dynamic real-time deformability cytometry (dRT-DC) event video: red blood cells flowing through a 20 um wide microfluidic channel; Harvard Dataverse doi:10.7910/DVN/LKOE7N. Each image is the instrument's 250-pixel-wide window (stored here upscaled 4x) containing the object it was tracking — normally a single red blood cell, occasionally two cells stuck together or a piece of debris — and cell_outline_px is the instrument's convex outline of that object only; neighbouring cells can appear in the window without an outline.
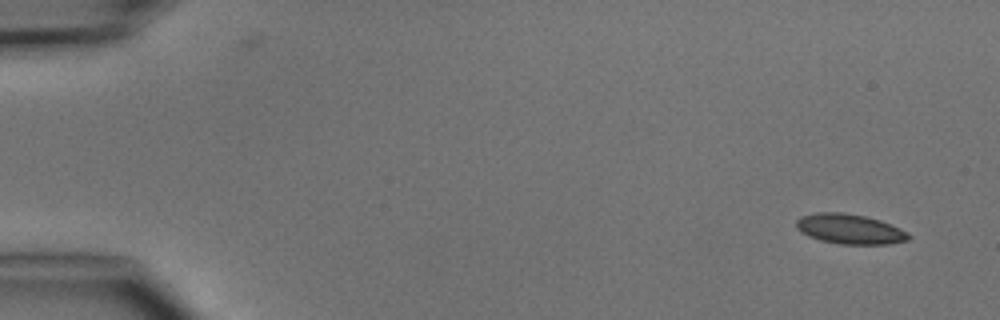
{"species": "common noctule bat (a hibernating species)", "species_latin": "Nyctalus noctula", "temperature_condition": "cold", "stored_images_in_passage": 7, "camera_frame_rate_fps": 3000, "um_per_image_px": 0.085, "animal": {"sex": "male", "body_mass_g": 15.6}, "frame": {"image": 1, "passage_image": 1, "time_ms": 0.0, "image_size_px": [1000, 320], "cell_outline_px": [[912, 236], [908, 240], [888, 244], [840, 244], [820, 240], [808, 236], [800, 232], [796, 228], [796, 220], [800, 216], [816, 212], [840, 212], [864, 216], [880, 220], [900, 228], [908, 232]], "centroid_in_image_um": [72.21, 19.46], "position_along_channel_um": 12.8, "area_um2": 19.71}}
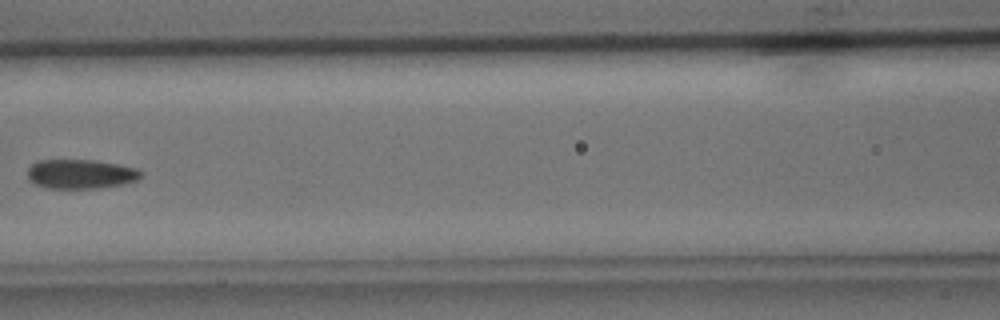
{"frame": {"image": 2, "passage_image": 6, "time_ms": 6.667, "image_size_px": [1000, 320], "cell_outline_px": [[140, 176], [136, 180], [124, 184], [100, 188], [48, 188], [32, 184], [28, 180], [28, 168], [36, 160], [96, 160], [136, 168], [140, 172]], "centroid_in_image_um": [6.79, 14.79], "position_along_channel_um": 159.8, "area_um2": 19.42}}
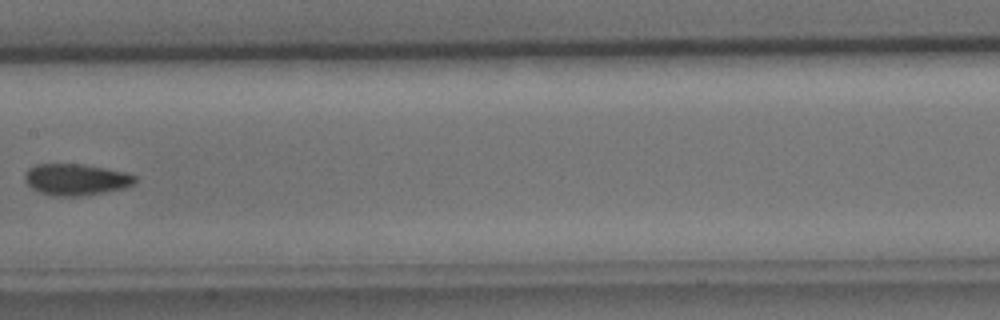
{"frame": {"image": 3, "passage_image": 7, "time_ms": 7.667, "image_size_px": [1000, 320], "cell_outline_px": [[136, 184], [124, 188], [80, 196], [56, 196], [40, 192], [32, 188], [24, 180], [24, 176], [28, 168], [36, 164], [80, 164], [104, 168], [124, 172], [136, 176]], "centroid_in_image_um": [6.45, 15.25], "position_along_channel_um": 201.0, "area_um2": 20.06}}